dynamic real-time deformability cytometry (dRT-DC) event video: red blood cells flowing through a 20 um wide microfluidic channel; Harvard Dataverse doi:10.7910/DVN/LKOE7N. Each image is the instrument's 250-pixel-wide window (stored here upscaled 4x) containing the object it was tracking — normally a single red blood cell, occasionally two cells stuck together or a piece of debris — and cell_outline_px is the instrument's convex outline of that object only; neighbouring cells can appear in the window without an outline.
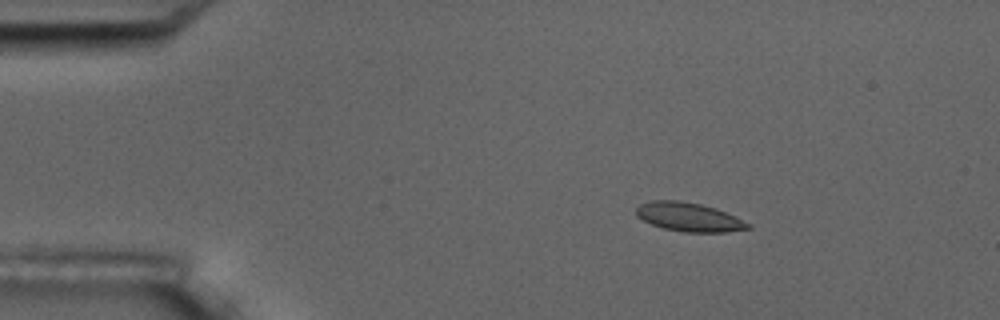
{"species": "common noctule bat (a hibernating species)", "species_latin": "Nyctalus noctula", "temperature_condition": "room temperature", "stored_images_in_passage": 17, "camera_frame_rate_fps": 3000, "um_per_image_px": 0.085, "animal": {"sex": "male", "body_mass_g": 17.5, "forearm_length_mm": 52.3}, "frame": {"image": 1, "passage_image": 3, "time_ms": 2.333, "image_size_px": [1000, 320], "cell_outline_px": [[752, 228], [728, 232], [684, 232], [664, 228], [652, 224], [636, 216], [636, 208], [640, 204], [652, 200], [680, 200], [700, 204], [716, 208], [736, 216], [752, 224]], "centroid_in_image_um": [58.6, 18.44], "position_along_channel_um": 26.4, "area_um2": 18.9}}
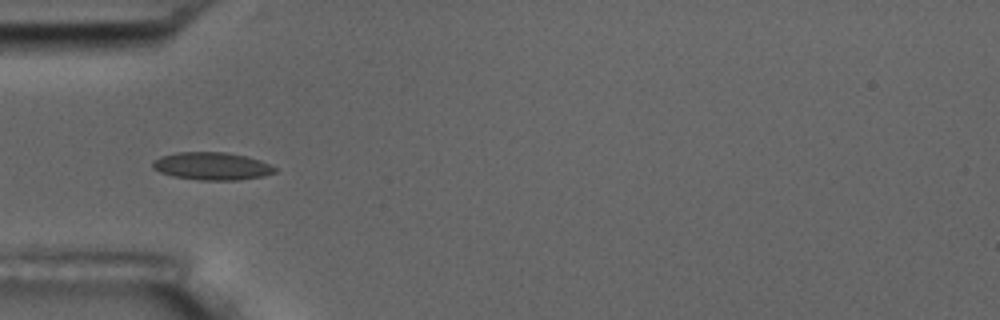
{"frame": {"image": 2, "passage_image": 6, "time_ms": 5.333, "image_size_px": [1000, 320], "cell_outline_px": [[276, 172], [264, 176], [240, 180], [200, 180], [172, 176], [160, 172], [152, 168], [152, 160], [160, 156], [176, 152], [224, 152], [248, 156], [260, 160], [276, 168]], "centroid_in_image_um": [17.99, 14.12], "position_along_channel_um": 67.0, "area_um2": 19.88}}
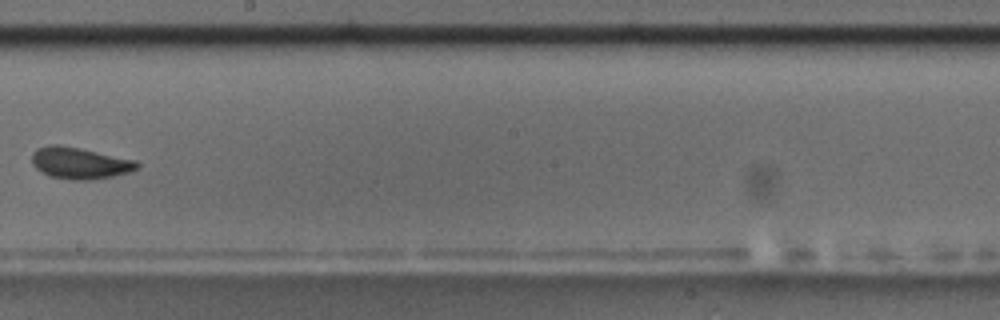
{"frame": {"image": 3, "passage_image": 10, "time_ms": 10.333, "image_size_px": [1000, 320], "cell_outline_px": [[140, 168], [132, 172], [92, 180], [72, 180], [48, 176], [36, 168], [32, 164], [32, 152], [36, 148], [48, 144], [60, 144], [80, 148], [136, 160], [140, 164]], "centroid_in_image_um": [6.78, 13.86], "position_along_channel_um": 241.4, "area_um2": 19.71}, "authors_computed_cell_mechanics": {"area_um2": 18.785, "velocity_mm_per_s": 3.5044, "shape_relaxation_time_tau1_ms": 5.2757, "shape_relaxation_time_tau2_ms": 0.256, "deformation_change_tau1": 0.0792, "deformation_change_tau2": 0.024}}